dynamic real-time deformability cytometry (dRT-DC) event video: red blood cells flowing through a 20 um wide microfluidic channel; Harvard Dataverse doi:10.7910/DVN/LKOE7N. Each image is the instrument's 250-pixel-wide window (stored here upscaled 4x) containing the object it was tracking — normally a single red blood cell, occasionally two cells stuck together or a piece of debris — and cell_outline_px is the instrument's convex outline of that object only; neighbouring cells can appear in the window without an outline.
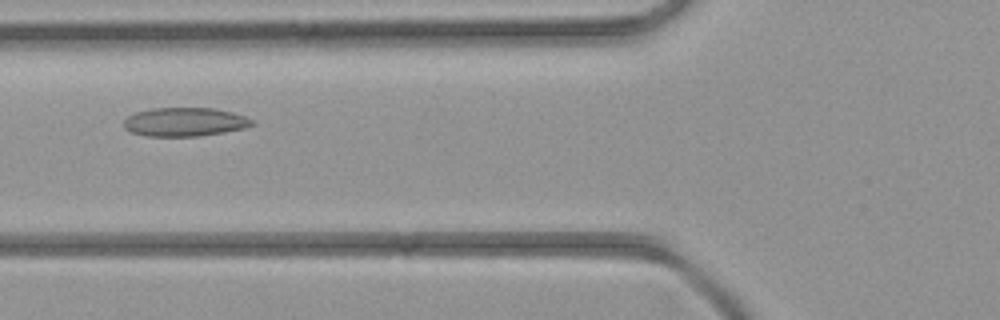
{"species": "common noctule bat (a hibernating species)", "species_latin": "Nyctalus noctula", "temperature_condition": "room temperature", "stored_images_in_passage": 2, "camera_frame_rate_fps": 3000, "um_per_image_px": 0.085, "animal": {"sex": "female", "body_mass_g": 21.9}, "frame": {"image": 1, "passage_image": 2, "time_ms": 1.0, "image_size_px": [1000, 320], "cell_outline_px": [[256, 124], [244, 128], [224, 132], [200, 136], [148, 136], [132, 132], [124, 128], [124, 120], [128, 116], [136, 112], [152, 108], [212, 108], [232, 112], [244, 116], [252, 120]], "centroid_in_image_um": [15.71, 10.36], "position_along_channel_um": 110.1, "area_um2": 21.39}}